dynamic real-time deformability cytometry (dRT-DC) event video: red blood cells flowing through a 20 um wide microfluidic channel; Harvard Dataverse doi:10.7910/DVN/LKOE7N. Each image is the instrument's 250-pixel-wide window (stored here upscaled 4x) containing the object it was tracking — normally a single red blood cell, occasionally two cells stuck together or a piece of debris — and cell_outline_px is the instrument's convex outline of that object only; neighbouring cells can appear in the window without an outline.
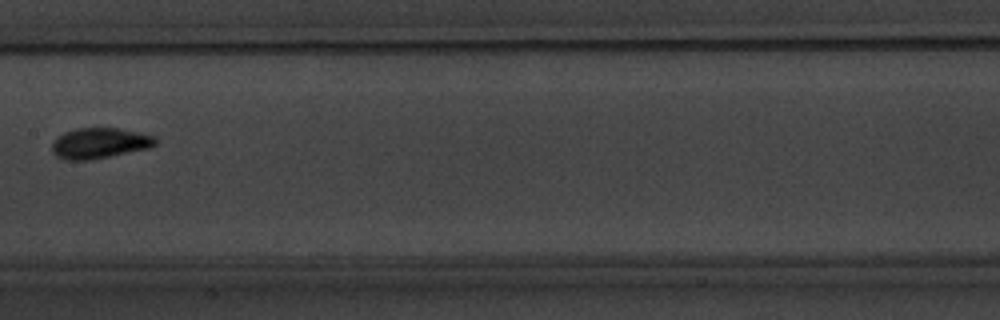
{"species": "common noctule bat (a hibernating species)", "species_latin": "Nyctalus noctula", "temperature_condition": "warm", "stored_images_in_passage": 8, "camera_frame_rate_fps": 3000, "um_per_image_px": 0.085, "animal": {"sex": "male", "body_mass_g": 20.1, "forearm_length_mm": 53.5}, "frame": {"image": 1, "passage_image": 5, "time_ms": 4.667, "image_size_px": [1000, 320], "cell_outline_px": [[156, 144], [148, 148], [92, 160], [64, 160], [56, 156], [52, 152], [52, 144], [56, 136], [64, 132], [76, 128], [120, 128], [156, 136]], "centroid_in_image_um": [8.43, 12.17], "position_along_channel_um": 199.0, "area_um2": 18.61}}
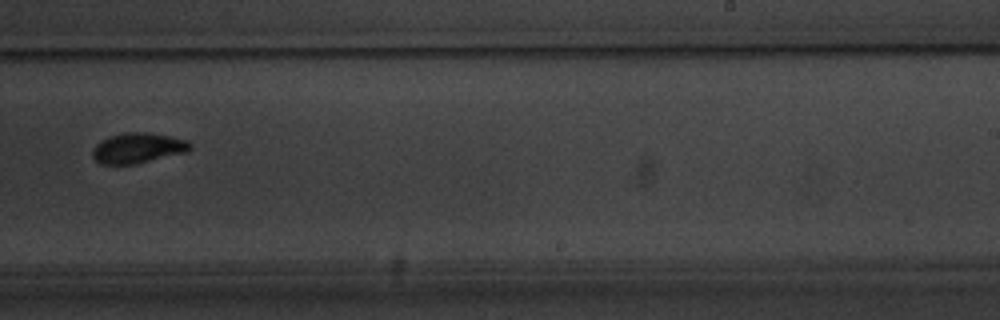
{"frame": {"image": 2, "passage_image": 7, "time_ms": 7.0, "image_size_px": [1000, 320], "cell_outline_px": [[192, 148], [188, 152], [136, 164], [100, 164], [92, 156], [92, 152], [96, 144], [100, 140], [108, 136], [124, 132], [144, 132], [168, 136], [188, 140], [192, 144]], "centroid_in_image_um": [11.73, 12.58], "position_along_channel_um": 277.3, "area_um2": 17.4}}